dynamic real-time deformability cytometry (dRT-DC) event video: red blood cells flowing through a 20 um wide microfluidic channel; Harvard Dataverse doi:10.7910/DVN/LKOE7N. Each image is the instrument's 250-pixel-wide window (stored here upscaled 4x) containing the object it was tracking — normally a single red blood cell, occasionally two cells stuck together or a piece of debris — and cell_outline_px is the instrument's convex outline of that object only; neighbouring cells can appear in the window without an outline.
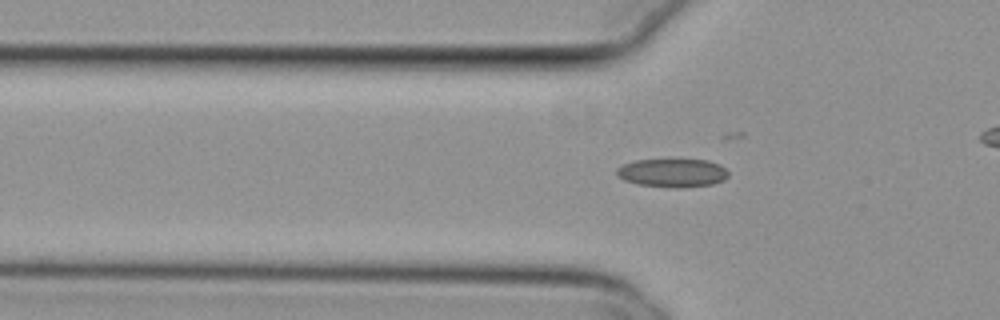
{"species": "common noctule bat (a hibernating species)", "species_latin": "Nyctalus noctula", "temperature_condition": "cold", "stored_images_in_passage": 31, "camera_frame_rate_fps": 3000, "um_per_image_px": 0.085, "animal": {"sex": "female", "body_mass_g": 29.2, "forearm_length_mm": 56.3}, "frame": {"image": 1, "passage_image": 4, "time_ms": 1.0, "image_size_px": [1000, 320], "cell_outline_px": [[728, 176], [724, 180], [712, 184], [684, 188], [672, 188], [636, 184], [624, 180], [616, 176], [616, 168], [624, 164], [636, 160], [708, 160], [720, 164], [728, 172]], "centroid_in_image_um": [57.15, 14.71], "position_along_channel_um": 68.7, "area_um2": 18.67}}
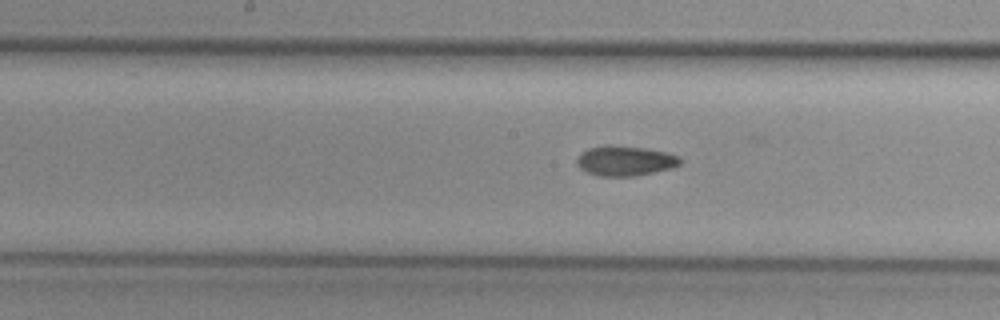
{"frame": {"image": 2, "passage_image": 14, "time_ms": 4.333, "image_size_px": [1000, 320], "cell_outline_px": [[680, 164], [672, 168], [636, 176], [596, 176], [580, 168], [576, 164], [576, 160], [588, 148], [604, 144], [608, 144], [644, 148], [664, 152], [680, 156]], "centroid_in_image_um": [53.12, 13.67], "position_along_channel_um": 195.1, "area_um2": 18.03}}
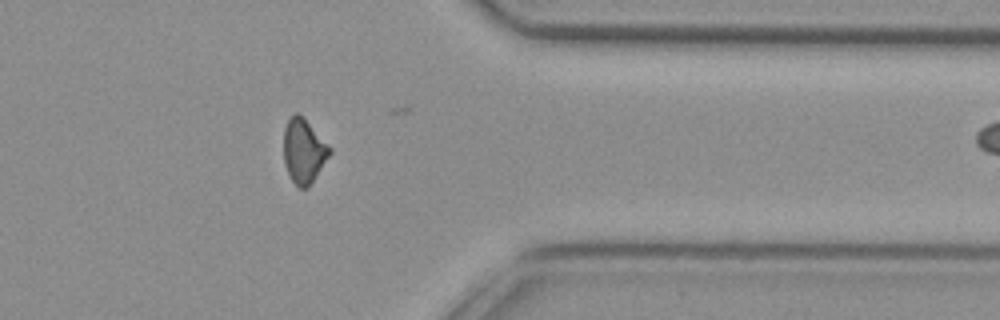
{"frame": {"image": 3, "passage_image": 30, "time_ms": 9.667, "image_size_px": [1000, 320], "cell_outline_px": [[332, 152], [308, 188], [300, 188], [292, 180], [284, 164], [284, 128], [288, 120], [296, 112], [332, 148]], "centroid_in_image_um": [25.82, 12.87], "position_along_channel_um": 385.6, "area_um2": 16.82}}